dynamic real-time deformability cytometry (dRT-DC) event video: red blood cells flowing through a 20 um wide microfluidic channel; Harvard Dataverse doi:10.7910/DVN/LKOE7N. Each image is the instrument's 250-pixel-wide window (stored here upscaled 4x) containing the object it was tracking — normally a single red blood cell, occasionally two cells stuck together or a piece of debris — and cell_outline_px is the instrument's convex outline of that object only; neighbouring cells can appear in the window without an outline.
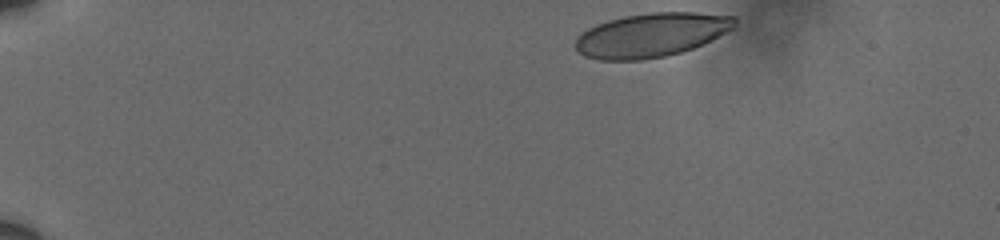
{"species": "human", "species_latin": "Homo sapiens", "temperature_condition": "cold", "stored_images_in_passage": 11, "camera_frame_rate_fps": 3000, "um_per_image_px": 0.085, "donor": {"sex": "male"}, "frame": {"image": 1, "passage_image": 1, "time_ms": 0.0, "image_size_px": [1000, 240], "cell_outline_px": [[736, 28], [704, 44], [680, 52], [664, 56], [640, 60], [600, 60], [584, 56], [576, 48], [576, 40], [588, 28], [596, 24], [608, 20], [624, 16], [652, 12], [696, 12], [736, 16]], "centroid_in_image_um": [55.42, 2.96], "position_along_channel_um": 29.6, "area_um2": 40.86}}
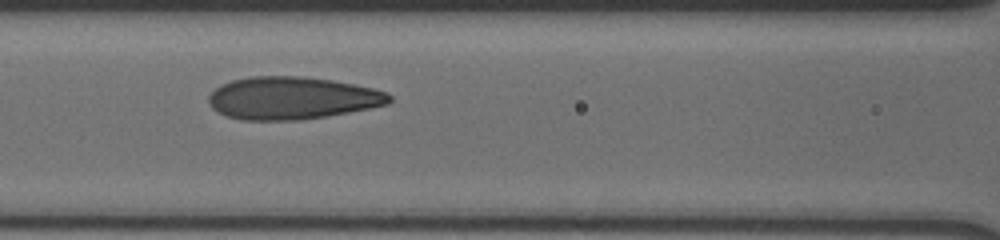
{"frame": {"image": 2, "passage_image": 10, "time_ms": 3.0, "image_size_px": [1000, 240], "cell_outline_px": [[392, 100], [388, 104], [348, 112], [300, 120], [244, 120], [228, 116], [212, 108], [208, 100], [208, 96], [216, 88], [232, 80], [248, 76], [304, 76], [332, 80], [372, 88], [388, 92], [392, 96]], "centroid_in_image_um": [24.83, 8.33], "position_along_channel_um": 141.8, "area_um2": 44.56}}
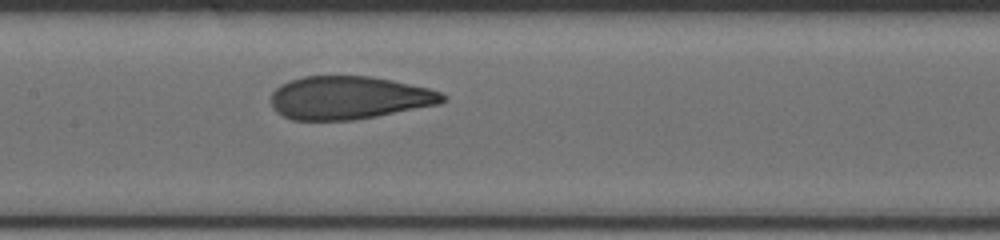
{"frame": {"image": 3, "passage_image": 11, "time_ms": 3.333, "image_size_px": [1000, 240], "cell_outline_px": [[444, 100], [440, 104], [376, 116], [352, 120], [292, 120], [276, 112], [272, 108], [272, 92], [280, 84], [304, 76], [372, 76], [392, 80], [428, 88], [440, 92], [444, 96]], "centroid_in_image_um": [29.64, 8.31], "position_along_channel_um": 177.8, "area_um2": 42.95}}